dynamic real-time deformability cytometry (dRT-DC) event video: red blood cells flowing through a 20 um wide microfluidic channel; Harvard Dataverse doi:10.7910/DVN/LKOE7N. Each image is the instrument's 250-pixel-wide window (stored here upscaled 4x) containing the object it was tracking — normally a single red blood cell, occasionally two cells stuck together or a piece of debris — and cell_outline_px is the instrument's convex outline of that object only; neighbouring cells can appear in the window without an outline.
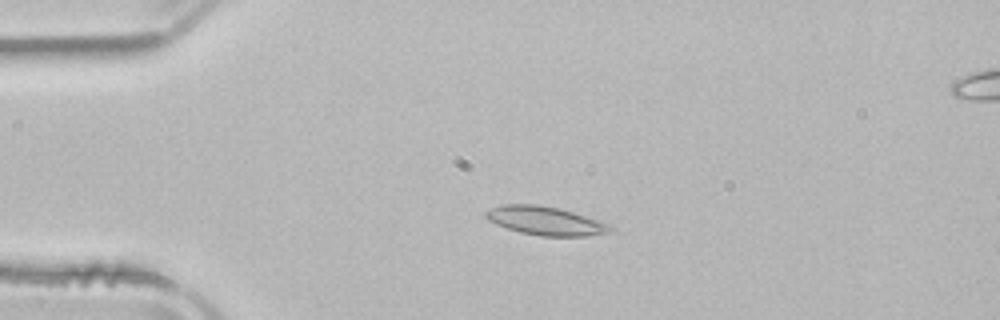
{"species": "common noctule bat (a hibernating species)", "species_latin": "Nyctalus noctula", "temperature_condition": "room temperature", "stored_images_in_passage": 5, "camera_frame_rate_fps": 3000, "um_per_image_px": 0.085, "animal": {"sex": "male", "body_mass_g": 21.5, "forearm_length_mm": 52.0}, "frame": {"image": 1, "passage_image": 3, "time_ms": 3.667, "image_size_px": [1000, 320], "cell_outline_px": [[612, 228], [608, 232], [588, 236], [540, 236], [520, 232], [496, 224], [488, 220], [484, 216], [484, 212], [492, 208], [504, 204], [536, 204], [560, 208], [608, 224]], "centroid_in_image_um": [46.3, 18.76], "position_along_channel_um": 38.7, "area_um2": 20.46}}
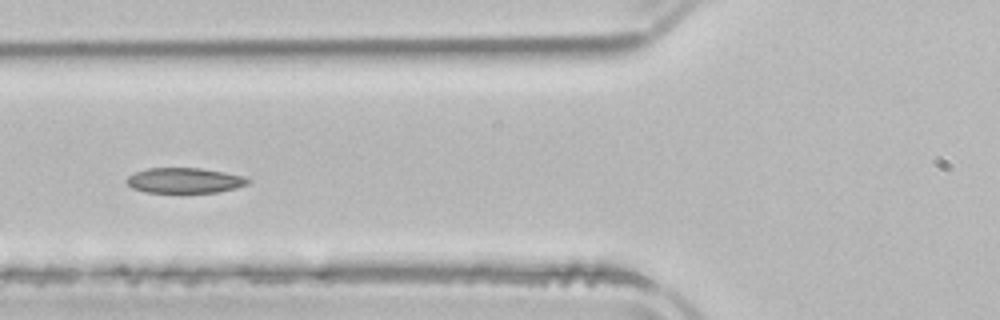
{"frame": {"image": 2, "passage_image": 5, "time_ms": 6.333, "image_size_px": [1000, 320], "cell_outline_px": [[252, 180], [248, 184], [236, 188], [216, 192], [144, 192], [132, 188], [124, 180], [128, 176], [136, 172], [148, 168], [200, 168], [224, 172], [244, 176]], "centroid_in_image_um": [15.69, 15.33], "position_along_channel_um": 110.1, "area_um2": 17.86}}